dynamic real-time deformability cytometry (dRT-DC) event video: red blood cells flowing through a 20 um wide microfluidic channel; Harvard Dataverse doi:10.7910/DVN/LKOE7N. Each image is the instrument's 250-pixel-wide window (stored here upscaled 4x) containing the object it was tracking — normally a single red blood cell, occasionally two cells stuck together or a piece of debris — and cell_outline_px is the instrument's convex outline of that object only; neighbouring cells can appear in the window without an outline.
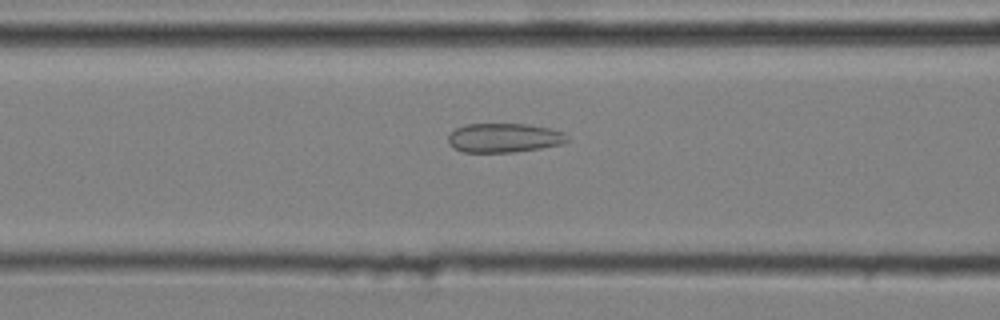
{"species": "common noctule bat (a hibernating species)", "species_latin": "Nyctalus noctula", "temperature_condition": "cold", "stored_images_in_passage": 39, "camera_frame_rate_fps": 3000, "um_per_image_px": 0.085, "animal": {"sex": "male", "body_mass_g": 20.4}, "frame": {"image": 1, "passage_image": 12, "time_ms": 3.667, "image_size_px": [1000, 320], "cell_outline_px": [[568, 140], [560, 144], [540, 148], [512, 152], [464, 152], [448, 144], [448, 136], [456, 128], [464, 124], [528, 124], [548, 128], [564, 132], [568, 136]], "centroid_in_image_um": [42.83, 11.71], "position_along_channel_um": 123.8, "area_um2": 20.11}}
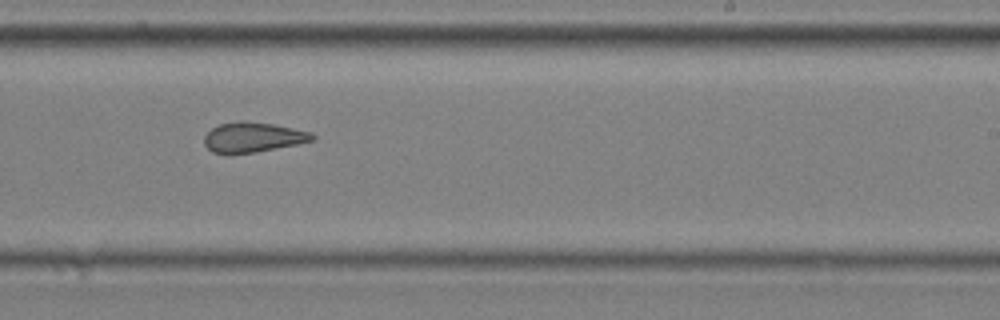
{"frame": {"image": 2, "passage_image": 24, "time_ms": 7.667, "image_size_px": [1000, 320], "cell_outline_px": [[316, 140], [256, 152], [228, 156], [212, 152], [204, 144], [204, 136], [212, 128], [220, 124], [240, 120], [244, 120], [272, 124], [312, 132], [316, 136]], "centroid_in_image_um": [21.47, 11.69], "position_along_channel_um": 267.5, "area_um2": 19.25}}
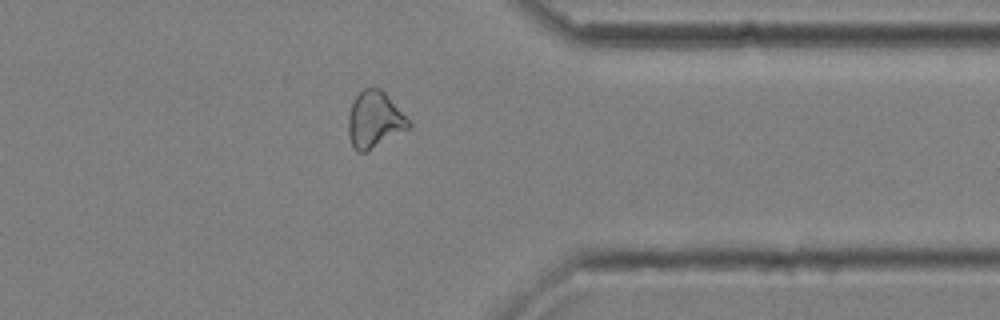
{"frame": {"image": 3, "passage_image": 34, "time_ms": 11.0, "image_size_px": [1000, 320], "cell_outline_px": [[412, 124], [408, 128], [364, 152], [356, 152], [352, 148], [348, 136], [348, 112], [352, 100], [364, 88], [380, 88], [384, 92]], "centroid_in_image_um": [31.76, 10.17], "position_along_channel_um": 379.6, "area_um2": 19.54}, "authors_computed_cell_mechanics": {"area_um2": 19.5942, "velocity_mm_per_s": 3.5987, "shape_relaxation_time_tau1_ms": null, "shape_relaxation_time_tau2_ms": 2.3083, "deformation_change_tau1": null, "deformation_change_tau2": 0.1047}}